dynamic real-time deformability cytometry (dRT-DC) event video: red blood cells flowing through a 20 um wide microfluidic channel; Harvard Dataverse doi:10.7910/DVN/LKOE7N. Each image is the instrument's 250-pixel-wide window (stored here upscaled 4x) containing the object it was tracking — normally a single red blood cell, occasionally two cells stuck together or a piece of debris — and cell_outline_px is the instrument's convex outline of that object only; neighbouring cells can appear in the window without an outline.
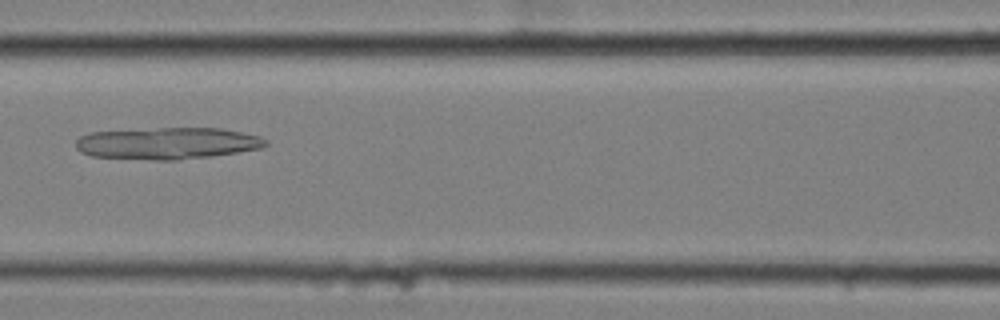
{"species": "common noctule bat (a hibernating species)", "species_latin": "Nyctalus noctula", "temperature_condition": "cold", "stored_images_in_passage": 10, "camera_frame_rate_fps": 3000, "um_per_image_px": 0.085, "animal": {"sex": "female", "body_mass_g": 25.1}, "frame": {"image": 1, "passage_image": 6, "time_ms": 1.667, "image_size_px": [1000, 320], "cell_outline_px": [[268, 144], [264, 148], [212, 156], [176, 160], [152, 160], [92, 156], [80, 152], [76, 148], [76, 140], [80, 136], [88, 132], [156, 128], [220, 128], [260, 136], [268, 140]], "centroid_in_image_um": [14.23, 12.18], "position_along_channel_um": 152.4, "area_um2": 35.43}}
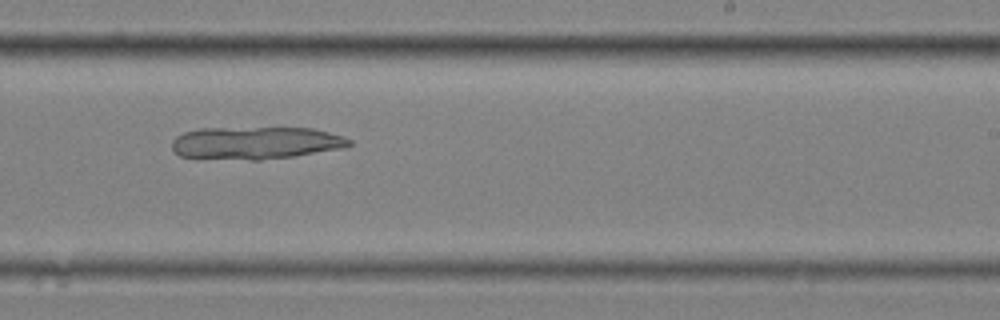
{"frame": {"image": 2, "passage_image": 9, "time_ms": 2.667, "image_size_px": [1000, 320], "cell_outline_px": [[352, 144], [344, 148], [292, 156], [260, 160], [252, 160], [180, 156], [172, 148], [172, 140], [176, 136], [184, 132], [200, 128], [312, 128], [344, 136], [352, 140]], "centroid_in_image_um": [21.75, 12.14], "position_along_channel_um": 267.2, "area_um2": 33.47}}
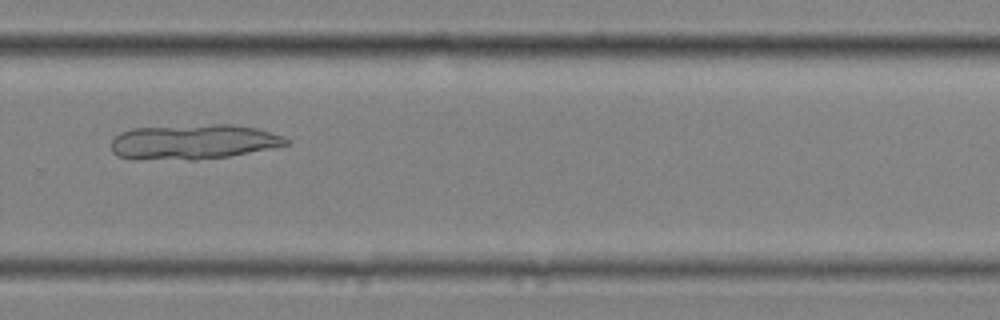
{"frame": {"image": 3, "passage_image": 10, "time_ms": 3.0, "image_size_px": [1000, 320], "cell_outline_px": [[288, 144], [228, 156], [196, 160], [132, 160], [116, 156], [112, 152], [112, 140], [120, 132], [132, 128], [212, 124], [232, 124], [256, 128], [284, 136], [288, 140]], "centroid_in_image_um": [16.35, 12.07], "position_along_channel_um": 313.5, "area_um2": 35.84}}